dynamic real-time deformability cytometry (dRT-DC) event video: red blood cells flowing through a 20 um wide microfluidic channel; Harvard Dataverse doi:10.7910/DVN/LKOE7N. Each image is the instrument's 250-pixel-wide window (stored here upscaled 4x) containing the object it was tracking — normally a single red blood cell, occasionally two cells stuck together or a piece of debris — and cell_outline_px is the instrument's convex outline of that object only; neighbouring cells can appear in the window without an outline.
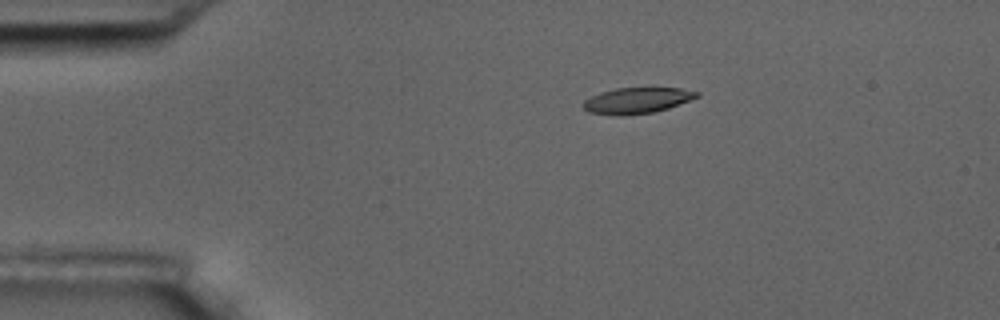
{"species": "common noctule bat (a hibernating species)", "species_latin": "Nyctalus noctula", "temperature_condition": "room temperature", "stored_images_in_passage": 5, "camera_frame_rate_fps": 3000, "um_per_image_px": 0.085, "animal": {"sex": "male", "body_mass_g": 17.5, "forearm_length_mm": 52.3}, "frame": {"image": 1, "passage_image": 2, "time_ms": 1.0, "image_size_px": [1000, 320], "cell_outline_px": [[700, 96], [668, 108], [652, 112], [624, 116], [620, 116], [588, 112], [580, 104], [584, 100], [600, 92], [616, 88], [680, 88], [700, 92]], "centroid_in_image_um": [54.11, 8.54], "position_along_channel_um": 30.9, "area_um2": 17.17}}
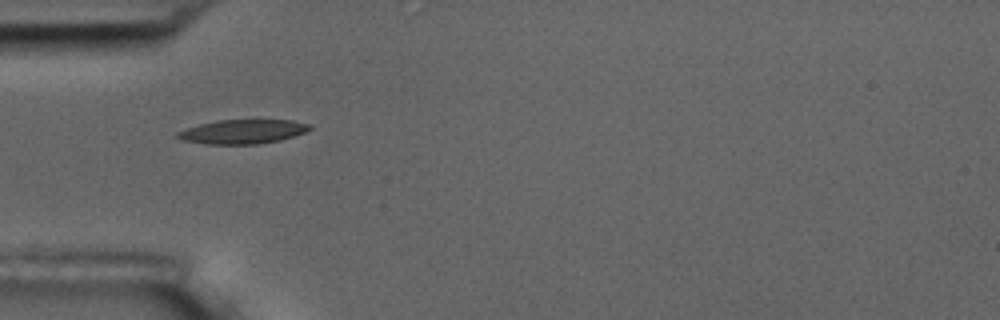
{"frame": {"image": 2, "passage_image": 4, "time_ms": 3.333, "image_size_px": [1000, 320], "cell_outline_px": [[312, 128], [304, 132], [280, 140], [256, 144], [204, 144], [184, 140], [176, 136], [176, 132], [200, 124], [216, 120], [292, 120], [312, 124]], "centroid_in_image_um": [20.64, 11.18], "position_along_channel_um": 64.4, "area_um2": 18.5}}